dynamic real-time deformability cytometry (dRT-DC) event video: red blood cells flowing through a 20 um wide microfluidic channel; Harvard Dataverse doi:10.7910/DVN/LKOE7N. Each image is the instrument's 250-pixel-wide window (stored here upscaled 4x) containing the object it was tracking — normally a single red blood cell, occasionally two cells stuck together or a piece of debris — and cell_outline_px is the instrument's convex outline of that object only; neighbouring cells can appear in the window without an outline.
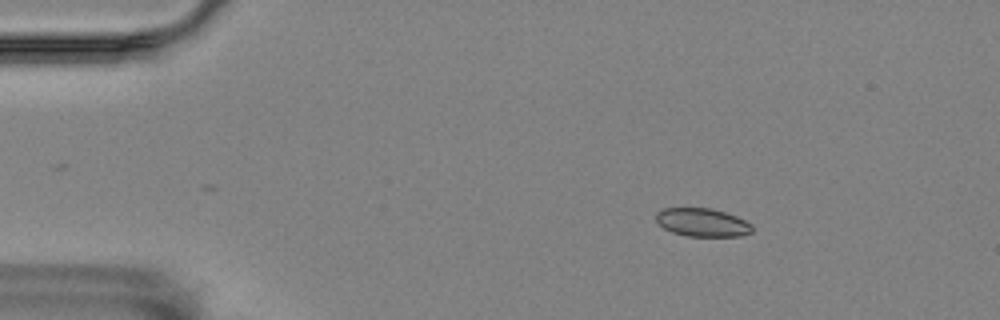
{"species": "Egyptian fruit bat (a non-hibernating species)", "species_latin": "Rousettus aegyptiacus", "temperature_condition": "room temperature", "stored_images_in_passage": 6, "camera_frame_rate_fps": 3000, "um_per_image_px": 0.085, "animal": {"sex": "female"}, "frame": {"image": 1, "passage_image": 3, "time_ms": 0.667, "image_size_px": [1000, 320], "cell_outline_px": [[752, 232], [740, 236], [688, 236], [672, 232], [664, 228], [656, 220], [656, 212], [664, 208], [712, 208], [736, 216], [752, 224]], "centroid_in_image_um": [59.7, 18.9], "position_along_channel_um": 25.3, "area_um2": 15.78}}